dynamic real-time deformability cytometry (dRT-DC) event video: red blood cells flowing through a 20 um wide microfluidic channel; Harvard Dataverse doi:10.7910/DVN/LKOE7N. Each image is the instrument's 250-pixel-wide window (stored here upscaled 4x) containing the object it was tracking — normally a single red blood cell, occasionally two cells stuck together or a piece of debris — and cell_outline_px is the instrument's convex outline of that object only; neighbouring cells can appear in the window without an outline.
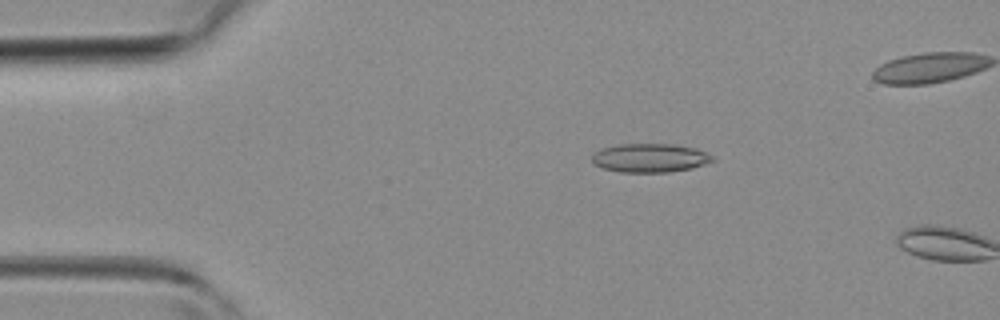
{"species": "common noctule bat (a hibernating species)", "species_latin": "Nyctalus noctula", "temperature_condition": "room temperature", "stored_images_in_passage": 8, "camera_frame_rate_fps": 3000, "um_per_image_px": 0.085, "animal": {"sex": "female", "body_mass_g": 19.3, "forearm_length_mm": 54.1}, "frame": {"image": 1, "passage_image": 7, "time_ms": 2.0, "image_size_px": [1000, 320], "cell_outline_px": [[716, 160], [692, 168], [668, 172], [620, 172], [604, 168], [592, 164], [592, 152], [600, 148], [616, 144], [672, 144], [696, 148], [712, 156]], "centroid_in_image_um": [55.19, 13.42], "position_along_channel_um": 29.8, "area_um2": 20.35}}